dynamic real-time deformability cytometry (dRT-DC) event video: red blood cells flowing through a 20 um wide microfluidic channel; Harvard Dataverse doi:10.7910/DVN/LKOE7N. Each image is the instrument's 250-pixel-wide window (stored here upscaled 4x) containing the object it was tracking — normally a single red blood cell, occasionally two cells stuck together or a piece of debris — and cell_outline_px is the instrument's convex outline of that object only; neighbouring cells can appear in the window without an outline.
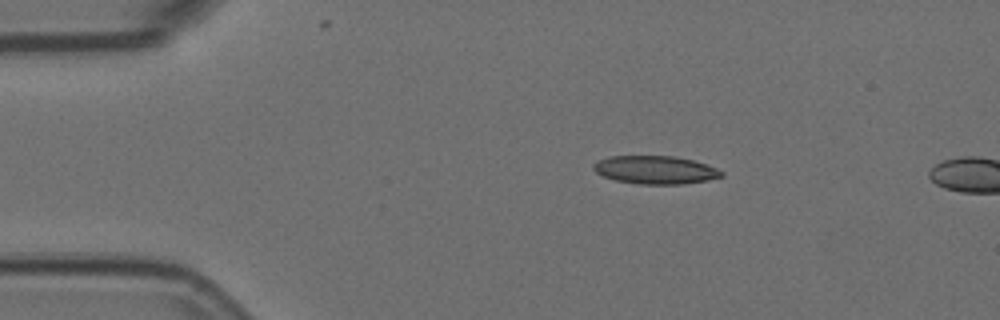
{"species": "Egyptian fruit bat (a non-hibernating species)", "species_latin": "Rousettus aegyptiacus", "temperature_condition": "room temperature", "stored_images_in_passage": 2, "camera_frame_rate_fps": 3000, "um_per_image_px": 0.085, "animal": {"sex": "female"}, "frame": {"image": 1, "passage_image": 1, "time_ms": 0.0, "image_size_px": [1000, 320], "cell_outline_px": [[724, 176], [708, 180], [684, 184], [640, 184], [616, 180], [604, 176], [596, 172], [592, 168], [592, 164], [600, 160], [612, 156], [672, 156], [692, 160], [716, 168], [724, 172]], "centroid_in_image_um": [55.72, 14.44], "position_along_channel_um": 29.3, "area_um2": 20.81}}